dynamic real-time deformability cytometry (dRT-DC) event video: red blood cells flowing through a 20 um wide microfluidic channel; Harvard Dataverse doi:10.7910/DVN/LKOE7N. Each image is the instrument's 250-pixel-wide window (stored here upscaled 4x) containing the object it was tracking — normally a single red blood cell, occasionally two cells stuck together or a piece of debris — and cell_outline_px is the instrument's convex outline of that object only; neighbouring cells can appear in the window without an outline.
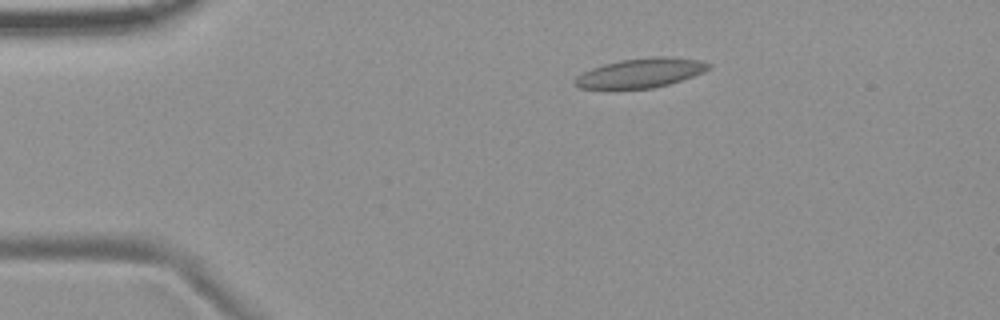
{"species": "common noctule bat (a hibernating species)", "species_latin": "Nyctalus noctula", "temperature_condition": "room temperature", "stored_images_in_passage": 8, "camera_frame_rate_fps": 3000, "um_per_image_px": 0.085, "animal": {"sex": "female", "body_mass_g": 19.9}, "frame": {"image": 1, "passage_image": 3, "time_ms": 2.333, "image_size_px": [1000, 320], "cell_outline_px": [[712, 68], [704, 72], [668, 84], [652, 88], [580, 88], [572, 80], [576, 76], [592, 68], [604, 64], [620, 60], [656, 56], [668, 56], [700, 60], [712, 64]], "centroid_in_image_um": [54.49, 6.18], "position_along_channel_um": 30.5, "area_um2": 22.72}}
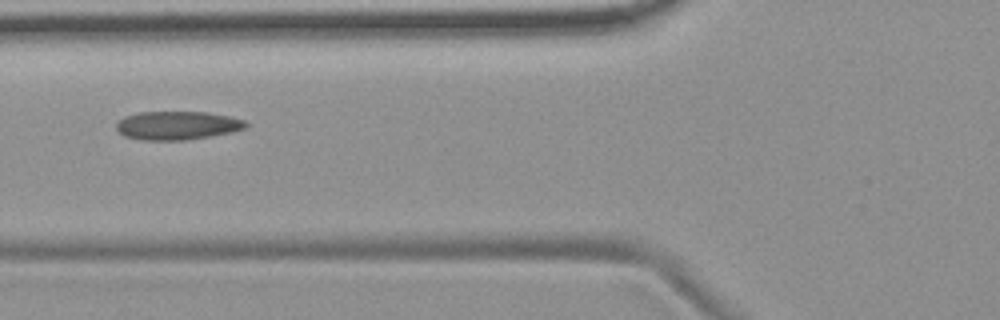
{"frame": {"image": 2, "passage_image": 6, "time_ms": 6.0, "image_size_px": [1000, 320], "cell_outline_px": [[248, 128], [232, 132], [188, 140], [140, 140], [124, 136], [116, 128], [116, 124], [124, 116], [140, 112], [208, 112], [228, 116], [244, 120], [248, 124]], "centroid_in_image_um": [15.08, 10.67], "position_along_channel_um": 110.7, "area_um2": 21.62}}
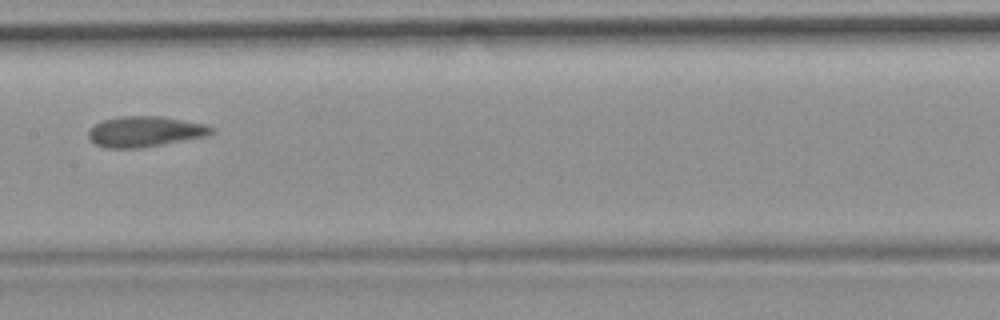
{"frame": {"image": 3, "passage_image": 8, "time_ms": 8.333, "image_size_px": [1000, 320], "cell_outline_px": [[216, 132], [208, 136], [140, 148], [108, 148], [96, 144], [88, 136], [88, 128], [104, 120], [120, 116], [160, 116], [204, 124], [212, 128]], "centroid_in_image_um": [12.33, 11.18], "position_along_channel_um": 195.1, "area_um2": 21.79}}